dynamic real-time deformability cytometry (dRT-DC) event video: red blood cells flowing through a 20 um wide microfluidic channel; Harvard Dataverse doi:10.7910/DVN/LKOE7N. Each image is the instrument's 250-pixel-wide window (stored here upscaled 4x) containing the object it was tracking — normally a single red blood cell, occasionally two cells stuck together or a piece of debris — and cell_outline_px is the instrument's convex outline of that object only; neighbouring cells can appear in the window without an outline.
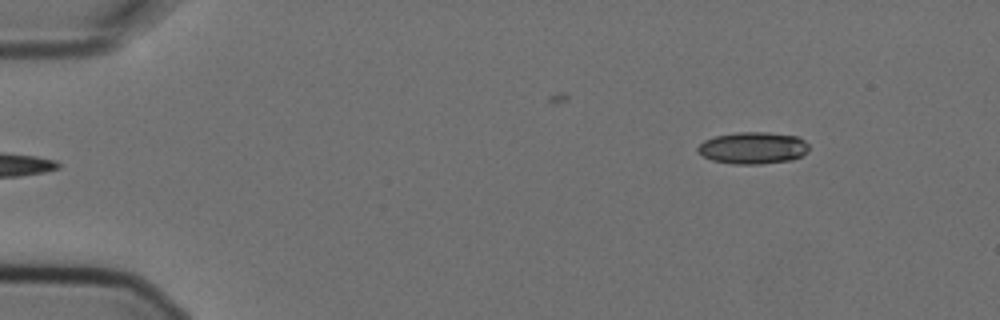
{"species": "Egyptian fruit bat (a non-hibernating species)", "species_latin": "Rousettus aegyptiacus", "temperature_condition": "cold", "stored_images_in_passage": 5, "segment_of_instrument_passage": [2, 2], "camera_frame_rate_fps": 3000, "um_per_image_px": 0.085, "animal": {"sex": "female"}, "frame": {"image": 1, "passage_image": 5, "time_ms": 1.333, "image_size_px": [1000, 320], "cell_outline_px": [[808, 152], [792, 160], [760, 164], [732, 164], [712, 160], [704, 156], [696, 148], [704, 140], [716, 136], [736, 132], [768, 132], [796, 136], [804, 140], [808, 144]], "centroid_in_image_um": [64.01, 12.57], "position_along_channel_um": 21.0, "area_um2": 20.63}}